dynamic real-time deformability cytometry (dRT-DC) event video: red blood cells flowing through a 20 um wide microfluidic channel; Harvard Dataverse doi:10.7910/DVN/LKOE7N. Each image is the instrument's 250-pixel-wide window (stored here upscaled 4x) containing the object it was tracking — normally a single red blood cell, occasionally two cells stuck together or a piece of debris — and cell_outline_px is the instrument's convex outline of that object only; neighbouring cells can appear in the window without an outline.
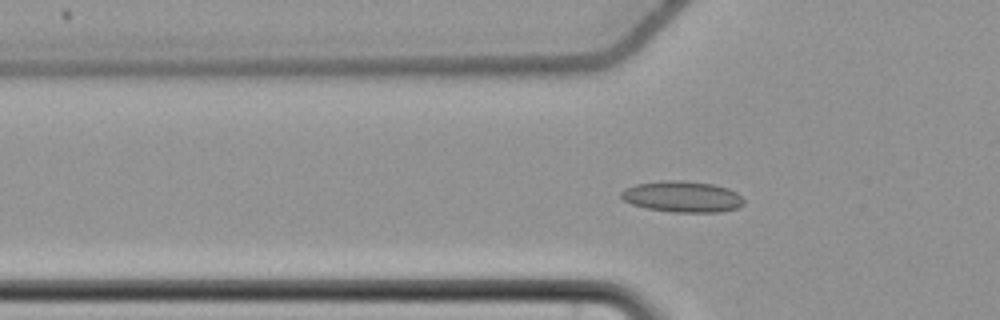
{"species": "common noctule bat (a hibernating species)", "species_latin": "Nyctalus noctula", "temperature_condition": "cold", "stored_images_in_passage": 49, "camera_frame_rate_fps": 3000, "um_per_image_px": 0.085, "animal": {"sex": "female", "body_mass_g": 22.7, "forearm_length_mm": 54.2}, "frame": {"image": 1, "passage_image": 13, "time_ms": 4.0, "image_size_px": [1000, 320], "cell_outline_px": [[744, 204], [736, 208], [720, 212], [672, 212], [648, 208], [632, 204], [624, 200], [620, 196], [620, 192], [624, 188], [636, 184], [664, 180], [684, 180], [712, 184], [728, 188], [736, 192], [744, 200]], "centroid_in_image_um": [57.99, 16.71], "position_along_channel_um": 67.8, "area_um2": 22.25}}
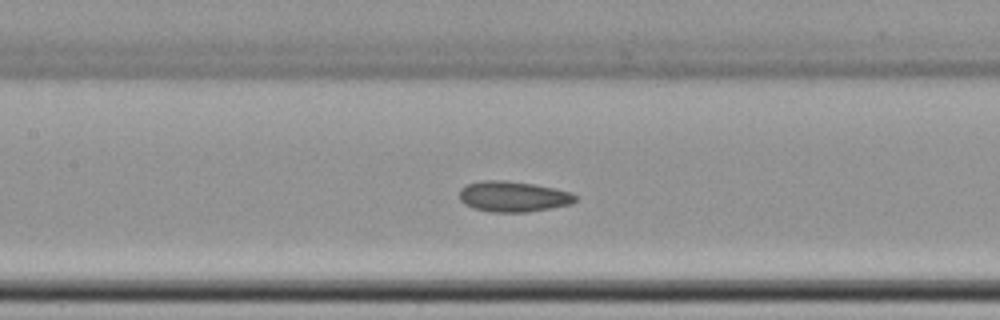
{"frame": {"image": 2, "passage_image": 21, "time_ms": 6.667, "image_size_px": [1000, 320], "cell_outline_px": [[576, 200], [572, 204], [524, 212], [492, 212], [472, 208], [464, 204], [460, 200], [460, 188], [468, 184], [480, 180], [504, 180], [532, 184], [556, 188], [568, 192], [576, 196]], "centroid_in_image_um": [43.58, 16.7], "position_along_channel_um": 163.8, "area_um2": 20.58}}
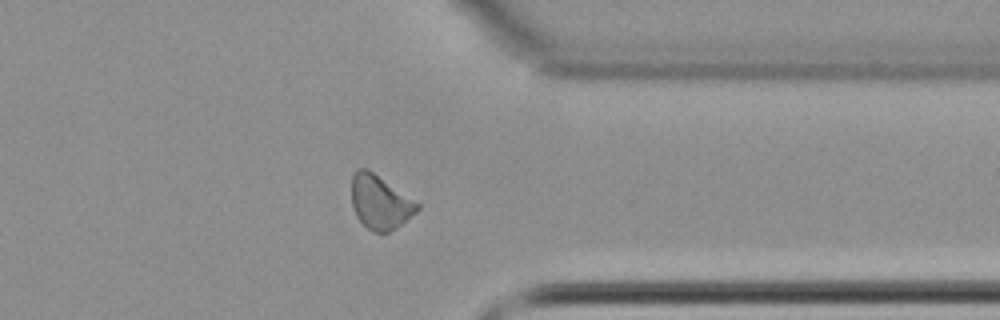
{"frame": {"image": 3, "passage_image": 39, "time_ms": 12.667, "image_size_px": [1000, 320], "cell_outline_px": [[420, 208], [416, 212], [396, 228], [388, 232], [372, 232], [356, 216], [352, 208], [352, 176], [356, 168], [368, 168], [420, 204]], "centroid_in_image_um": [32.28, 17.17], "position_along_channel_um": 379.1, "area_um2": 20.58}}